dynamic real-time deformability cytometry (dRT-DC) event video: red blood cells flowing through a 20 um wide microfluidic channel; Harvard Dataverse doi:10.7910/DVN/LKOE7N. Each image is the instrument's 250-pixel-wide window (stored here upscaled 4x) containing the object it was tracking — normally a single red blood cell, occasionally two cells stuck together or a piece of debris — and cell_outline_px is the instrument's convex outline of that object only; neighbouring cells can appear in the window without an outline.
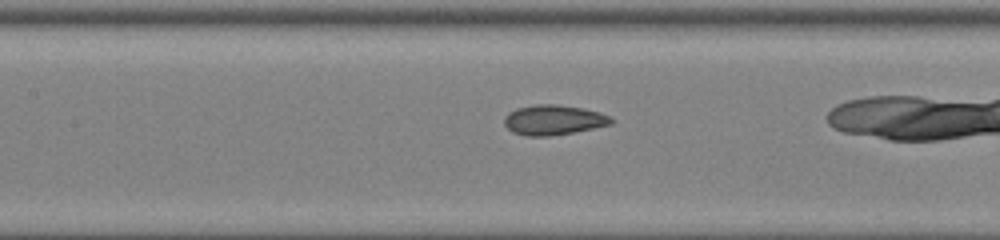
{"species": "common noctule bat (a hibernating species)", "species_latin": "Nyctalus noctula", "temperature_condition": "room temperature", "stored_images_in_passage": 40, "camera_frame_rate_fps": 3000, "um_per_image_px": 0.085, "animal": {"sex": "female", "body_mass_g": 22.0, "forearm_length_mm": 56.7}, "frame": {"image": 1, "passage_image": 23, "time_ms": 7.333, "image_size_px": [1000, 240], "cell_outline_px": [[612, 124], [572, 132], [548, 136], [528, 136], [512, 132], [504, 124], [504, 116], [508, 112], [516, 108], [536, 104], [556, 104], [584, 108], [600, 112], [612, 116]], "centroid_in_image_um": [47.03, 10.18], "position_along_channel_um": 160.4, "area_um2": 18.73}}
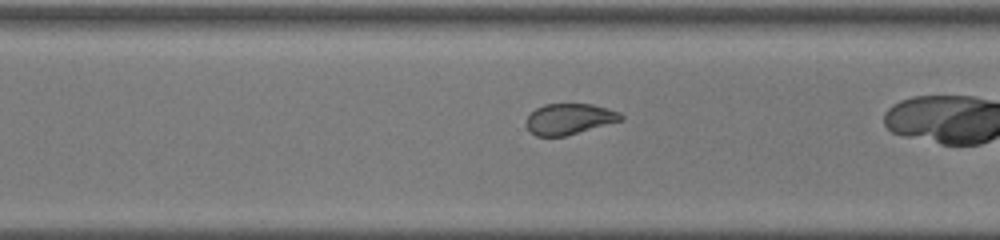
{"frame": {"image": 2, "passage_image": 35, "time_ms": 11.333, "image_size_px": [1000, 240], "cell_outline_px": [[624, 120], [564, 136], [536, 136], [524, 124], [528, 116], [536, 108], [544, 104], [592, 104], [608, 108], [620, 112], [624, 116]], "centroid_in_image_um": [48.41, 10.1], "position_along_channel_um": 322.2, "area_um2": 17.05}}
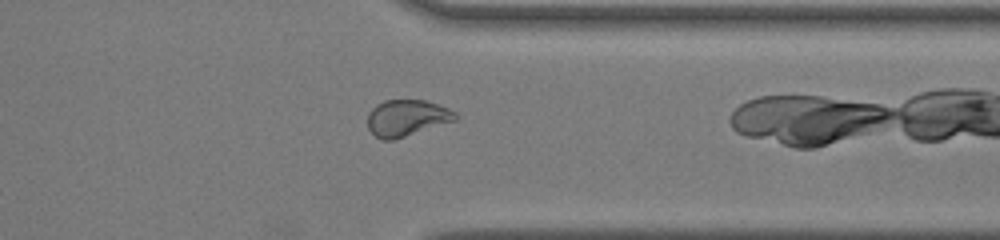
{"frame": {"image": 3, "passage_image": 39, "time_ms": 12.667, "image_size_px": [1000, 240], "cell_outline_px": [[460, 116], [456, 120], [392, 140], [384, 140], [376, 136], [368, 128], [368, 112], [376, 104], [384, 100], [424, 100], [448, 108], [456, 112]], "centroid_in_image_um": [34.57, 10.01], "position_along_channel_um": 376.8, "area_um2": 18.5}}